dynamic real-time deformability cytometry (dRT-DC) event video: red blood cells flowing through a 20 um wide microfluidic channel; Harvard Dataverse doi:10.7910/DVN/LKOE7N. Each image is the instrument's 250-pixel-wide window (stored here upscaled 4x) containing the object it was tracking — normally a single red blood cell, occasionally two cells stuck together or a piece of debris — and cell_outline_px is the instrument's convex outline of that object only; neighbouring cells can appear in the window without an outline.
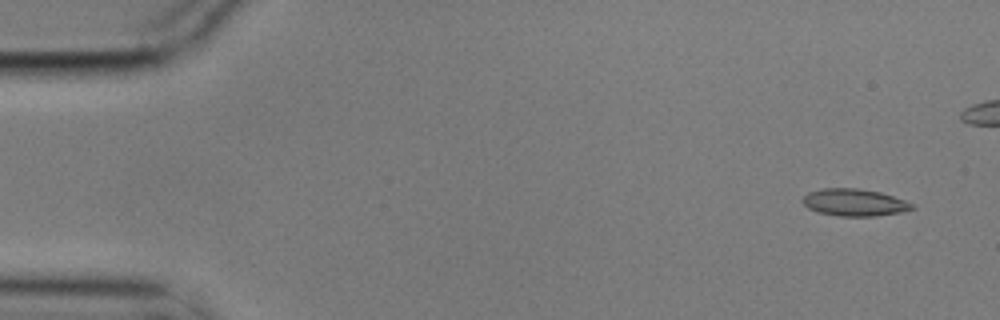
{"species": "common noctule bat (a hibernating species)", "species_latin": "Nyctalus noctula", "temperature_condition": "cold", "stored_images_in_passage": 7, "segment_of_instrument_passage": [1, 2], "camera_frame_rate_fps": 3000, "um_per_image_px": 0.085, "animal": {"sex": "male", "body_mass_g": 17.9}, "frame": {"image": 1, "passage_image": 1, "time_ms": 0.0, "image_size_px": [1000, 320], "cell_outline_px": [[916, 208], [900, 212], [876, 216], [836, 216], [816, 212], [808, 208], [800, 200], [808, 192], [824, 188], [856, 188], [880, 192], [916, 204]], "centroid_in_image_um": [72.61, 17.21], "position_along_channel_um": 12.4, "area_um2": 17.46}}
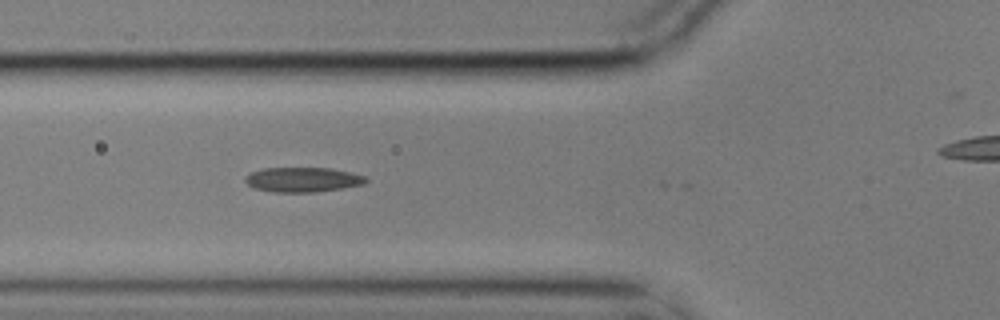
{"frame": {"image": 2, "passage_image": 6, "time_ms": 1.667, "image_size_px": [1000, 320], "cell_outline_px": [[368, 180], [364, 184], [316, 192], [272, 192], [252, 188], [244, 180], [244, 176], [252, 172], [264, 168], [328, 168], [368, 176]], "centroid_in_image_um": [25.71, 15.27], "position_along_channel_um": 100.1, "area_um2": 17.4}}